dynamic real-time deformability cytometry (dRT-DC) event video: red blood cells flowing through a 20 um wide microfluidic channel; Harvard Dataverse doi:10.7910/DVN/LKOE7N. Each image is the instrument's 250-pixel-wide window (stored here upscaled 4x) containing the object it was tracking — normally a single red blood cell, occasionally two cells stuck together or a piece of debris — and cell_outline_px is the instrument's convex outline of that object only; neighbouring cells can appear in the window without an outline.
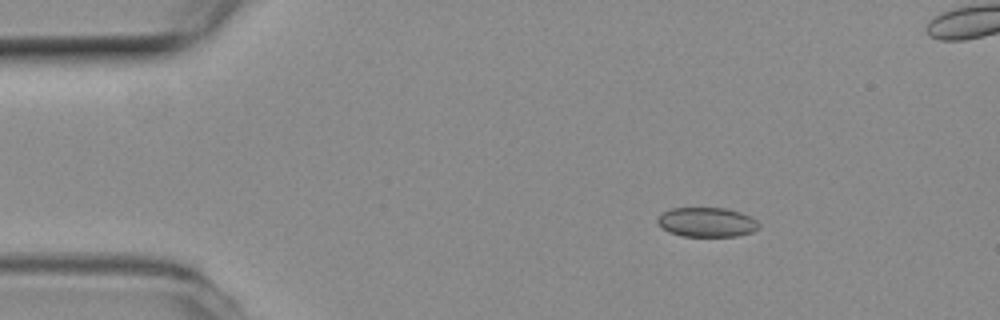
{"species": "common noctule bat (a hibernating species)", "species_latin": "Nyctalus noctula", "temperature_condition": "room temperature", "stored_images_in_passage": 5, "camera_frame_rate_fps": 3000, "um_per_image_px": 0.085, "animal": {"sex": "female", "body_mass_g": 19.3, "forearm_length_mm": 54.1}, "frame": {"image": 1, "passage_image": 2, "time_ms": 0.333, "image_size_px": [1000, 320], "cell_outline_px": [[760, 224], [752, 232], [736, 236], [680, 236], [668, 232], [656, 224], [656, 220], [664, 212], [672, 208], [724, 208], [740, 212], [756, 220]], "centroid_in_image_um": [60.03, 18.89], "position_along_channel_um": 25.0, "area_um2": 17.34}}